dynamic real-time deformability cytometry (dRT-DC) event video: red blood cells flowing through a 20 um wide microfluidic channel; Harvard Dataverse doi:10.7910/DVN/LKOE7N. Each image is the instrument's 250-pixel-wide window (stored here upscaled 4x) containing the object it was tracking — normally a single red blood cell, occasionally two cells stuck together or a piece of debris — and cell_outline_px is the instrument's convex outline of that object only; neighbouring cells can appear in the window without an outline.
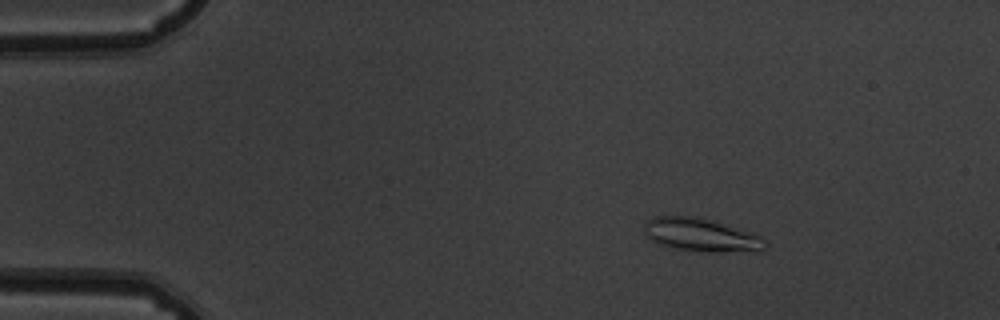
{"species": "common noctule bat (a hibernating species)", "species_latin": "Nyctalus noctula", "temperature_condition": "warm", "stored_images_in_passage": 47, "camera_frame_rate_fps": 3000, "um_per_image_px": 0.085, "animal": {"sex": "male", "body_mass_g": 19.5, "forearm_length_mm": 54.6}, "frame": {"image": 1, "passage_image": 2, "time_ms": 0.333, "image_size_px": [1000, 320], "cell_outline_px": [[768, 248], [756, 252], [708, 252], [668, 248], [644, 236], [644, 224], [652, 216], [696, 216], [712, 220], [760, 236], [768, 244]], "centroid_in_image_um": [59.58, 19.99], "position_along_channel_um": 25.4, "area_um2": 23.76}}
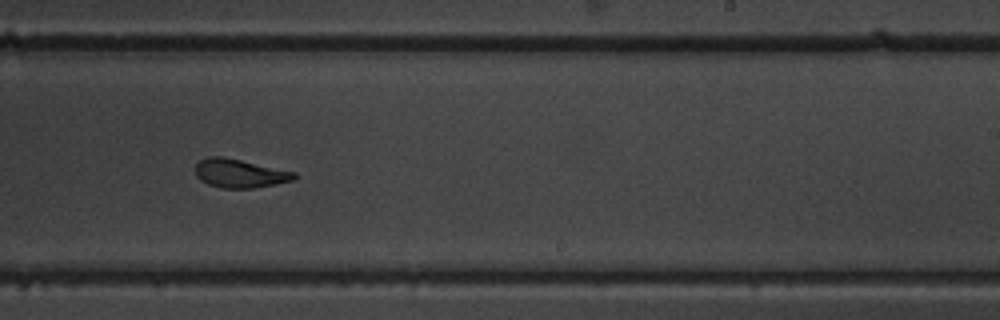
{"frame": {"image": 2, "passage_image": 27, "time_ms": 8.667, "image_size_px": [1000, 320], "cell_outline_px": [[296, 176], [292, 180], [276, 184], [252, 188], [220, 188], [208, 184], [200, 180], [196, 176], [196, 164], [200, 160], [208, 156], [224, 156], [296, 172]], "centroid_in_image_um": [20.35, 14.73], "position_along_channel_um": 268.6, "area_um2": 16.53}}
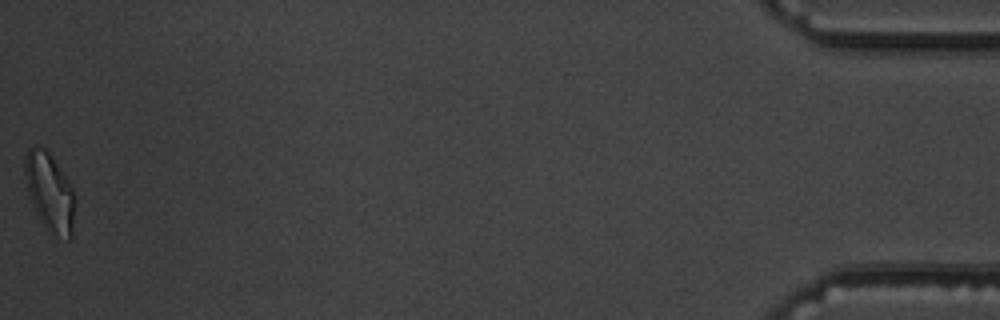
{"frame": {"image": 3, "passage_image": 47, "time_ms": 15.333, "image_size_px": [1000, 320], "cell_outline_px": [[76, 200], [72, 236], [68, 240], [48, 232], [40, 220], [32, 204], [28, 192], [24, 172], [24, 156], [28, 148], [36, 144], [44, 148], [48, 152], [72, 188], [76, 196]], "centroid_in_image_um": [4.22, 16.35], "position_along_channel_um": 431.0, "area_um2": 22.95}, "authors_computed_cell_mechanics": {"area_um2": 17.6868, "velocity_mm_per_s": 3.8348, "shape_relaxation_time_tau1_ms": 4.4785, "shape_relaxation_time_tau2_ms": 2.1317, "deformation_change_tau1": 0.1874, "deformation_change_tau2": 0.1014}}